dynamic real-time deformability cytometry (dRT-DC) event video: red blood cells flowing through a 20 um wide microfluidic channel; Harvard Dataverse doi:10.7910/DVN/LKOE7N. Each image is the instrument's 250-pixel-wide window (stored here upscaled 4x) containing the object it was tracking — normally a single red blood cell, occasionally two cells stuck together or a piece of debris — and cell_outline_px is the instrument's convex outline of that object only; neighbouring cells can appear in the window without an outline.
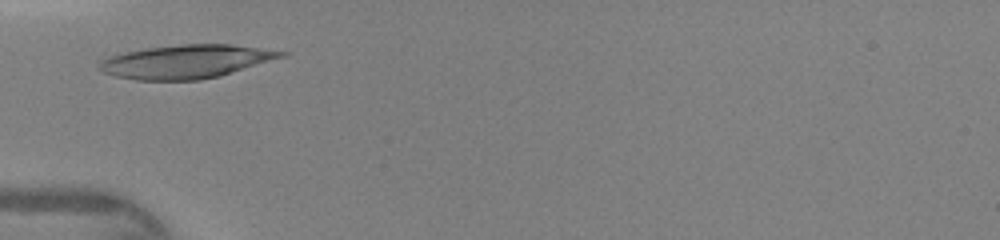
{"species": "human", "species_latin": "Homo sapiens", "temperature_condition": "warm", "stored_images_in_passage": 23, "camera_frame_rate_fps": 3000, "um_per_image_px": 0.085, "donor": {"sex": "female"}, "frame": {"image": 1, "passage_image": 1, "time_ms": 0.0, "image_size_px": [1000, 240], "cell_outline_px": [[288, 52], [284, 56], [220, 76], [200, 80], [136, 80], [116, 76], [104, 72], [96, 68], [100, 60], [108, 56], [124, 52], [148, 48], [180, 44], [232, 44]], "centroid_in_image_um": [15.76, 5.23], "position_along_channel_um": 69.2, "area_um2": 35.37}}
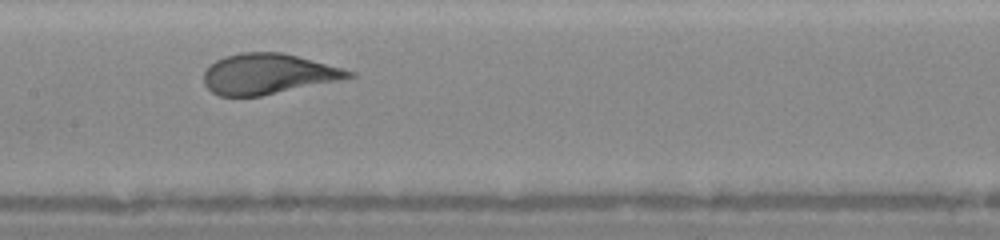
{"frame": {"image": 2, "passage_image": 9, "time_ms": 2.667, "image_size_px": [1000, 240], "cell_outline_px": [[356, 76], [260, 96], [220, 96], [212, 92], [204, 84], [204, 72], [216, 60], [224, 56], [240, 52], [280, 52], [296, 56], [356, 72]], "centroid_in_image_um": [22.73, 6.28], "position_along_channel_um": 184.7, "area_um2": 33.58}}
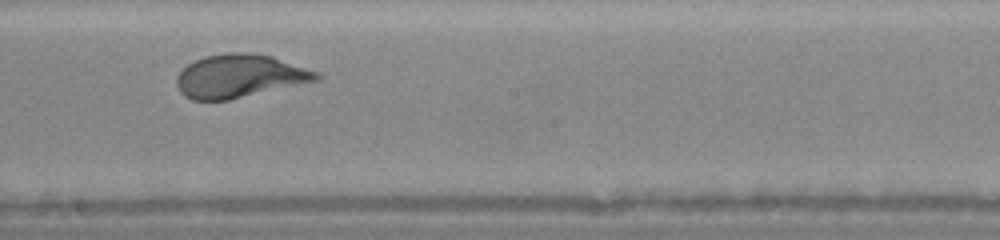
{"frame": {"image": 3, "passage_image": 12, "time_ms": 3.667, "image_size_px": [1000, 240], "cell_outline_px": [[324, 76], [320, 80], [228, 100], [192, 100], [184, 96], [180, 92], [176, 84], [176, 76], [188, 64], [204, 56], [228, 52], [252, 52], [272, 56], [320, 72]], "centroid_in_image_um": [20.4, 6.46], "position_along_channel_um": 227.8, "area_um2": 35.49}}